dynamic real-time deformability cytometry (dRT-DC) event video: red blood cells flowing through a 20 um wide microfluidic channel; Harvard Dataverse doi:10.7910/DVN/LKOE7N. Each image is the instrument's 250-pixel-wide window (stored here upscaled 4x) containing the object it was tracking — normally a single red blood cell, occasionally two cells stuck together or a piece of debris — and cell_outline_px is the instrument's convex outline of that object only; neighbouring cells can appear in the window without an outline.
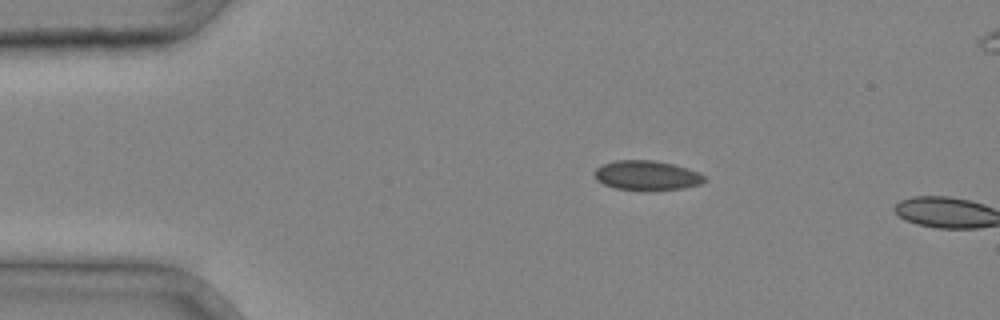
{"species": "common noctule bat (a hibernating species)", "species_latin": "Nyctalus noctula", "temperature_condition": "cold", "stored_images_in_passage": 2, "camera_frame_rate_fps": 3000, "um_per_image_px": 0.085, "animal": {"sex": "male", "body_mass_g": 20.4}, "frame": {"image": 1, "passage_image": 1, "time_ms": 0.0, "image_size_px": [1000, 320], "cell_outline_px": [[708, 180], [700, 184], [684, 188], [616, 188], [604, 184], [596, 180], [592, 172], [596, 168], [604, 164], [616, 160], [652, 160], [672, 164], [696, 172], [704, 176]], "centroid_in_image_um": [54.93, 14.88], "position_along_channel_um": 30.1, "area_um2": 18.21}}